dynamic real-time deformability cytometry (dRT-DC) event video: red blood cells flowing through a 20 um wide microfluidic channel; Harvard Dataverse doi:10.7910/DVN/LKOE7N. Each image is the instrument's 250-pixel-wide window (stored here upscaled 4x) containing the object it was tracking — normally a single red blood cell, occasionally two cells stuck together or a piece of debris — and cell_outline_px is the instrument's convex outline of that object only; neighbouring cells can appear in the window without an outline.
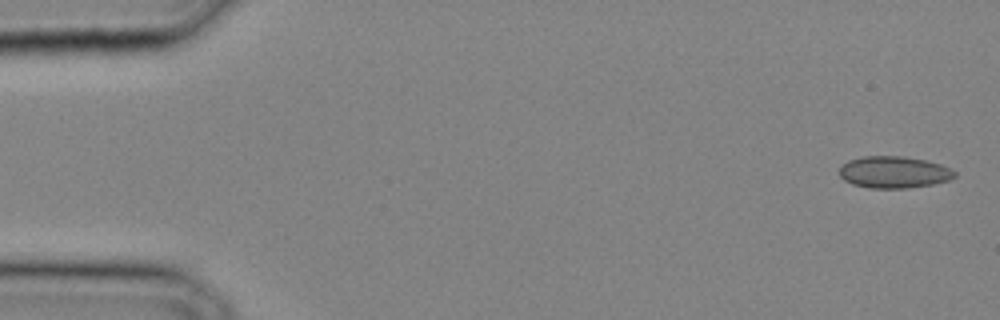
{"species": "common noctule bat (a hibernating species)", "species_latin": "Nyctalus noctula", "temperature_condition": "cold", "stored_images_in_passage": 4, "camera_frame_rate_fps": 3000, "um_per_image_px": 0.085, "animal": {"sex": "male", "body_mass_g": 20.4}, "frame": {"image": 1, "passage_image": 1, "time_ms": 0.0, "image_size_px": [1000, 320], "cell_outline_px": [[956, 176], [948, 180], [932, 184], [908, 188], [868, 188], [852, 184], [844, 180], [840, 176], [840, 168], [848, 160], [864, 156], [904, 156], [924, 160], [940, 164], [952, 168], [956, 172]], "centroid_in_image_um": [75.99, 14.63], "position_along_channel_um": 9.0, "area_um2": 21.39}}